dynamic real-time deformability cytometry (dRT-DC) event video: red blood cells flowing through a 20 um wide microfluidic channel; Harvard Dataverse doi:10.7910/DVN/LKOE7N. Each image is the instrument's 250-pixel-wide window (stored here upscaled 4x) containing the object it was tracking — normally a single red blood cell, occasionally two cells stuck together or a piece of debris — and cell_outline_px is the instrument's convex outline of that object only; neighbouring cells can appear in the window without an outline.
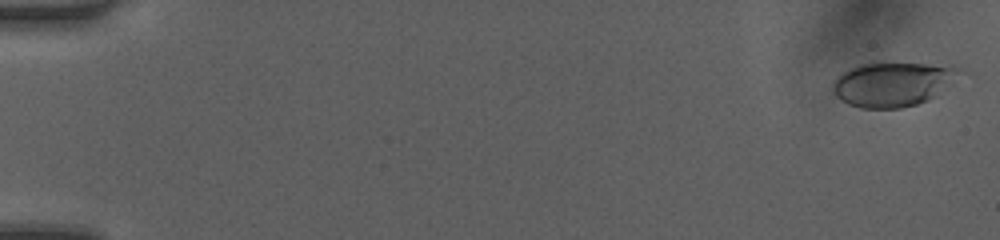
{"species": "human", "species_latin": "Homo sapiens", "temperature_condition": "room temperature", "stored_images_in_passage": 49, "camera_frame_rate_fps": 3000, "um_per_image_px": 0.085, "donor": {"sex": "female"}, "frame": {"image": 1, "passage_image": 1, "time_ms": 0.0, "image_size_px": [1000, 240], "cell_outline_px": [[972, 76], [928, 100], [916, 104], [900, 108], [860, 108], [848, 104], [840, 100], [832, 92], [832, 84], [844, 72], [860, 64], [952, 64], [968, 72]], "centroid_in_image_um": [76.13, 7.15], "position_along_channel_um": 8.9, "area_um2": 33.76}}
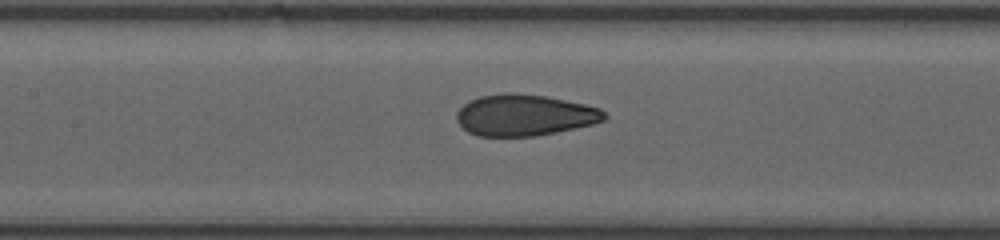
{"frame": {"image": 2, "passage_image": 24, "time_ms": 7.667, "image_size_px": [1000, 240], "cell_outline_px": [[608, 116], [604, 120], [592, 124], [556, 132], [536, 136], [476, 136], [468, 132], [456, 120], [456, 112], [468, 100], [480, 96], [504, 92], [508, 92], [544, 96], [584, 104], [600, 108]], "centroid_in_image_um": [44.55, 9.79], "position_along_channel_um": 162.8, "area_um2": 35.55}}
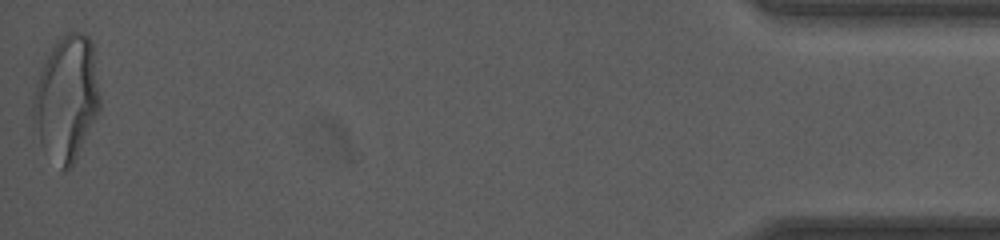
{"frame": {"image": 3, "passage_image": 49, "time_ms": 16.0, "image_size_px": [1000, 240], "cell_outline_px": [[100, 108], [72, 164], [64, 172], [44, 152], [40, 144], [32, 108], [32, 100], [36, 84], [40, 72], [52, 48], [60, 36], [68, 32], [84, 32], [92, 40], [100, 96]], "centroid_in_image_um": [5.66, 8.32], "position_along_channel_um": 429.5, "area_um2": 47.97}, "authors_computed_cell_mechanics": {"area_um2": 35.547, "velocity_mm_per_s": 4.228, "shape_relaxation_time_tau1_ms": 4.1128, "shape_relaxation_time_tau2_ms": 0.613, "deformation_change_tau1": 0.1758, "deformation_change_tau2": 0.0581}}